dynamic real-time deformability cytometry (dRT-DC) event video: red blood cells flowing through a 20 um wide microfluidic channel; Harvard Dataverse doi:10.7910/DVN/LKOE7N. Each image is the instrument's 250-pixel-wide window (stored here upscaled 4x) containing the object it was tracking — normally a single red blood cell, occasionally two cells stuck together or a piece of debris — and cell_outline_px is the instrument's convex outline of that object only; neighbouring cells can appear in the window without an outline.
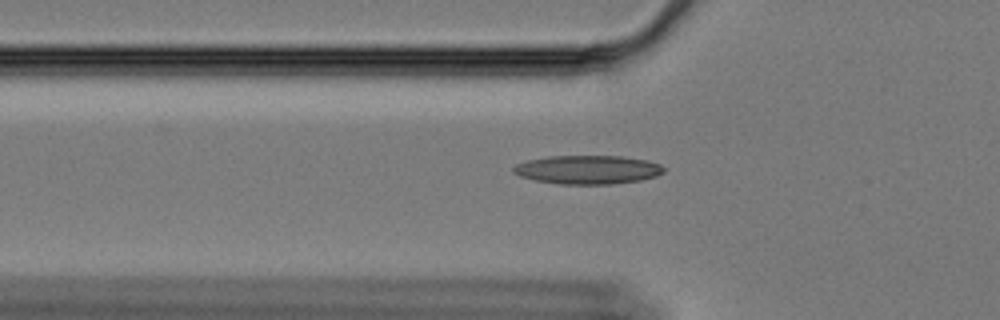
{"species": "Egyptian fruit bat (a non-hibernating species)", "species_latin": "Rousettus aegyptiacus", "temperature_condition": "cold", "stored_images_in_passage": 22, "camera_frame_rate_fps": 3000, "um_per_image_px": 0.085, "animal": {"sex": "female"}, "frame": {"image": 1, "passage_image": 10, "time_ms": 3.0, "image_size_px": [1000, 320], "cell_outline_px": [[664, 172], [656, 176], [640, 180], [612, 184], [560, 184], [536, 180], [520, 176], [512, 172], [512, 168], [516, 164], [528, 160], [548, 156], [620, 156], [648, 160], [660, 164], [664, 168]], "centroid_in_image_um": [49.96, 14.42], "position_along_channel_um": 75.8, "area_um2": 25.14}}
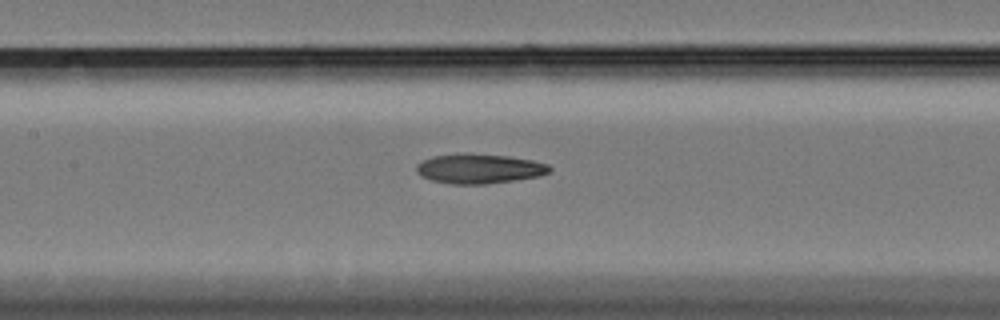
{"frame": {"image": 2, "passage_image": 18, "time_ms": 5.667, "image_size_px": [1000, 320], "cell_outline_px": [[552, 172], [540, 176], [484, 184], [452, 184], [432, 180], [420, 176], [416, 172], [416, 164], [432, 156], [508, 156], [532, 160], [548, 164], [552, 168]], "centroid_in_image_um": [40.77, 14.38], "position_along_channel_um": 166.6, "area_um2": 22.14}}
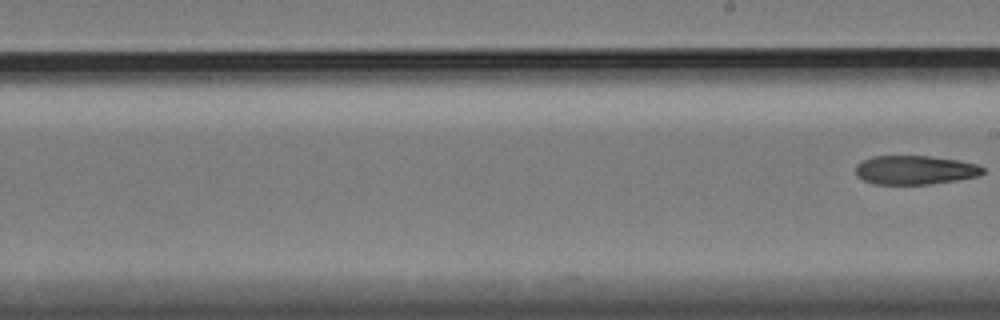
{"frame": {"image": 3, "passage_image": 22, "time_ms": 7.0, "image_size_px": [1000, 320], "cell_outline_px": [[984, 172], [980, 176], [956, 180], [928, 184], [876, 184], [864, 180], [856, 176], [856, 164], [872, 156], [928, 156], [956, 160], [976, 164], [984, 168]], "centroid_in_image_um": [77.76, 14.45], "position_along_channel_um": 211.2, "area_um2": 21.33}}